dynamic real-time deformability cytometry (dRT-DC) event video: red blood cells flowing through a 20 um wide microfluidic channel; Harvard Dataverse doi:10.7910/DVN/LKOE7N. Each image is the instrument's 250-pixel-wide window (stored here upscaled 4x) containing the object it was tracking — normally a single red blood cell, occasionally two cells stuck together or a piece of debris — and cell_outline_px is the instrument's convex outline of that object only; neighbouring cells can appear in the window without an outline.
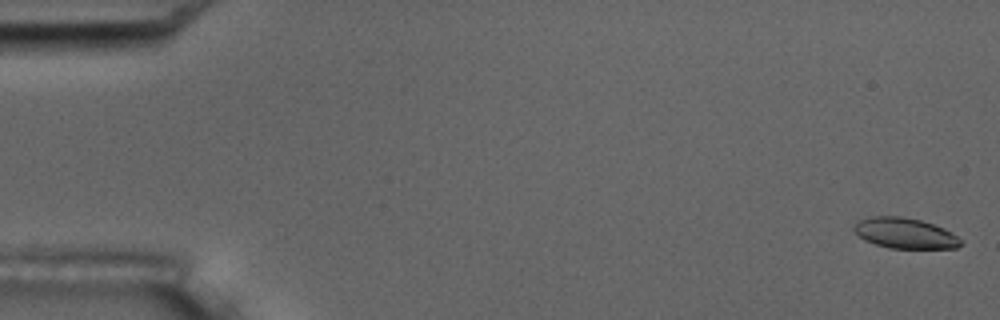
{"species": "common noctule bat (a hibernating species)", "species_latin": "Nyctalus noctula", "temperature_condition": "room temperature", "stored_images_in_passage": 5, "camera_frame_rate_fps": 3000, "um_per_image_px": 0.085, "animal": {"sex": "male", "body_mass_g": 17.5, "forearm_length_mm": 52.3}, "frame": {"image": 1, "passage_image": 1, "time_ms": 0.0, "image_size_px": [1000, 320], "cell_outline_px": [[964, 244], [956, 248], [888, 248], [864, 240], [852, 228], [860, 220], [872, 216], [900, 216], [920, 220], [944, 228], [952, 232], [964, 240]], "centroid_in_image_um": [76.98, 19.83], "position_along_channel_um": 8.0, "area_um2": 19.02}}